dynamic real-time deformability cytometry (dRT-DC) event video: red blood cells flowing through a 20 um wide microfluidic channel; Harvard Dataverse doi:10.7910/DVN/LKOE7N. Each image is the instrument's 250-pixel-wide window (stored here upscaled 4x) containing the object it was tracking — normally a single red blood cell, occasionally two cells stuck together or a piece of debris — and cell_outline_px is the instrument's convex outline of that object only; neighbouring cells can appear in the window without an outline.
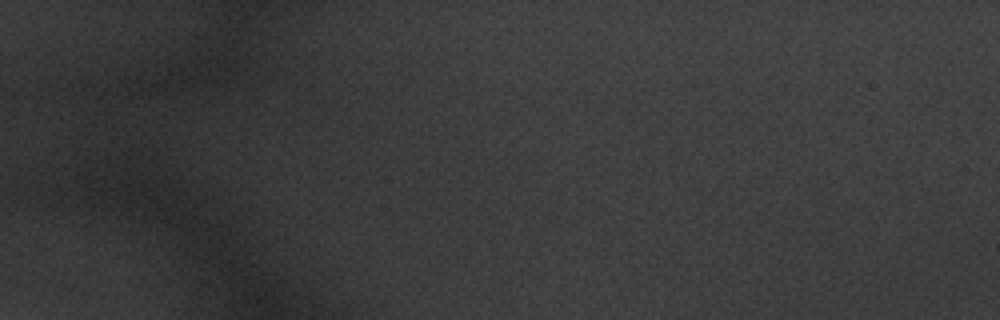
{"species": "common noctule bat (a hibernating species)", "species_latin": "Nyctalus noctula", "temperature_condition": "warm", "stored_images_in_passage": 19, "segment_of_instrument_passage": [1, 3], "camera_frame_rate_fps": 3000, "um_per_image_px": 0.085, "animal": {"sex": "male", "body_mass_g": 20.1, "forearm_length_mm": 53.5}, "frame": {"image": 1, "passage_image": 1, "time_ms": 0.0, "image_size_px": [1000, 320], "cell_outline_px": [[172, 172], [124, 164], [100, 156], [104, 148], [164, 132], [168, 148], [172, 168]], "centroid_in_image_um": [12.08, 13.0], "position_along_channel_um": 72.9, "area_um2": 12.31}}